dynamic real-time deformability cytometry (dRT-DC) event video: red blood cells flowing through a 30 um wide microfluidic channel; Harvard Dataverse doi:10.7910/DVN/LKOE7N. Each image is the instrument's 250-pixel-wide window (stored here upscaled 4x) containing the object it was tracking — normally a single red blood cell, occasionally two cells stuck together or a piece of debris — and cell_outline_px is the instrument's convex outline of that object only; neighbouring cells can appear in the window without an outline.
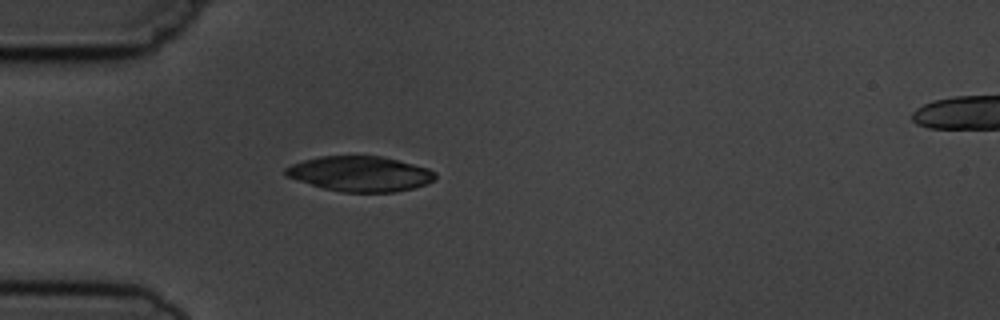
{"species": "common noctule bat (a hibernating species)", "species_latin": "Nyctalus noctula", "temperature_condition": "cold", "stored_images_in_passage": 2, "camera_frame_rate_fps": 3000, "um_per_image_px": 0.085, "animal": {"sex": "male", "body_mass_g": 19.5, "forearm_length_mm": 54.6}, "frame": {"image": 1, "passage_image": 1, "time_ms": 0.0, "image_size_px": [1000, 320], "cell_outline_px": [[436, 180], [428, 184], [396, 192], [344, 192], [324, 188], [284, 176], [284, 168], [292, 164], [304, 160], [320, 156], [384, 156], [428, 168], [436, 172]], "centroid_in_image_um": [30.64, 14.77], "position_along_channel_um": 54.4, "area_um2": 30.81}}